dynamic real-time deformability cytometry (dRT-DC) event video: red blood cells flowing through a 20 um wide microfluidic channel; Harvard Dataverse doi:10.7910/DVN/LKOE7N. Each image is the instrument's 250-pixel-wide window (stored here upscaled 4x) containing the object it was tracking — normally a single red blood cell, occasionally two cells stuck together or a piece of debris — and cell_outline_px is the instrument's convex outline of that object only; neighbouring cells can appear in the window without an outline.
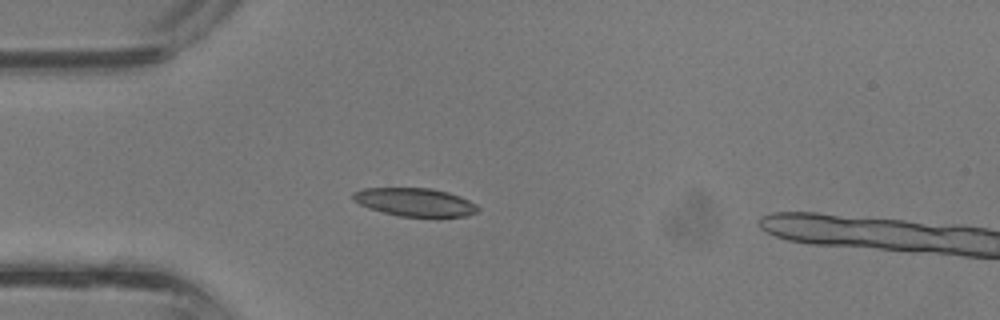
{"species": "common noctule bat (a hibernating species)", "species_latin": "Nyctalus noctula", "temperature_condition": "room temperature", "stored_images_in_passage": 29, "camera_frame_rate_fps": 3000, "um_per_image_px": 0.085, "animal": {"sex": "male", "body_mass_g": 13.3}, "frame": {"image": 1, "passage_image": 1, "time_ms": 0.0, "image_size_px": [1000, 320], "cell_outline_px": [[480, 212], [468, 216], [400, 216], [368, 208], [352, 200], [352, 192], [364, 188], [432, 188], [448, 192], [460, 196], [476, 204], [480, 208]], "centroid_in_image_um": [35.28, 17.17], "position_along_channel_um": 49.7, "area_um2": 20.58}}
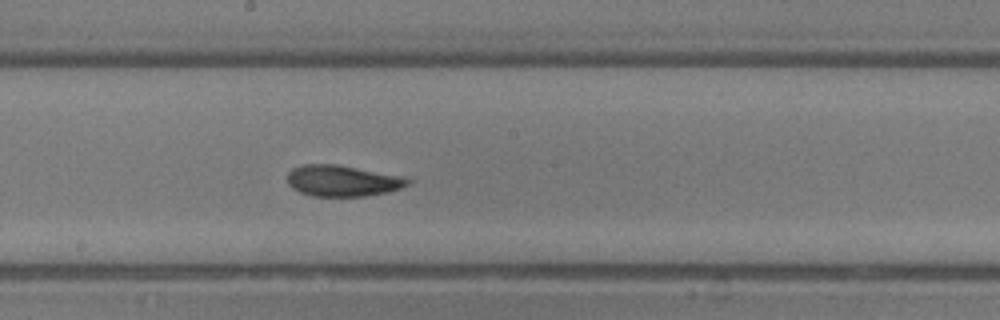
{"frame": {"image": 2, "passage_image": 11, "time_ms": 3.333, "image_size_px": [1000, 320], "cell_outline_px": [[412, 180], [408, 184], [400, 188], [388, 192], [364, 196], [312, 196], [300, 192], [292, 188], [288, 184], [288, 172], [292, 168], [304, 164], [336, 164], [400, 176]], "centroid_in_image_um": [29.07, 15.37], "position_along_channel_um": 219.1, "area_um2": 21.68}}
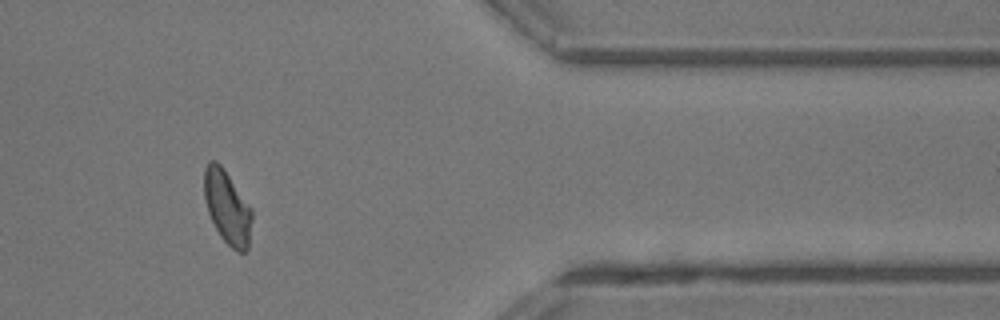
{"frame": {"image": 3, "passage_image": 22, "time_ms": 7.0, "image_size_px": [1000, 320], "cell_outline_px": [[252, 220], [248, 248], [244, 252], [236, 252], [220, 236], [208, 212], [204, 200], [204, 168], [208, 160], [216, 160], [224, 168], [252, 208]], "centroid_in_image_um": [19.31, 17.59], "position_along_channel_um": 392.1, "area_um2": 20.63}}